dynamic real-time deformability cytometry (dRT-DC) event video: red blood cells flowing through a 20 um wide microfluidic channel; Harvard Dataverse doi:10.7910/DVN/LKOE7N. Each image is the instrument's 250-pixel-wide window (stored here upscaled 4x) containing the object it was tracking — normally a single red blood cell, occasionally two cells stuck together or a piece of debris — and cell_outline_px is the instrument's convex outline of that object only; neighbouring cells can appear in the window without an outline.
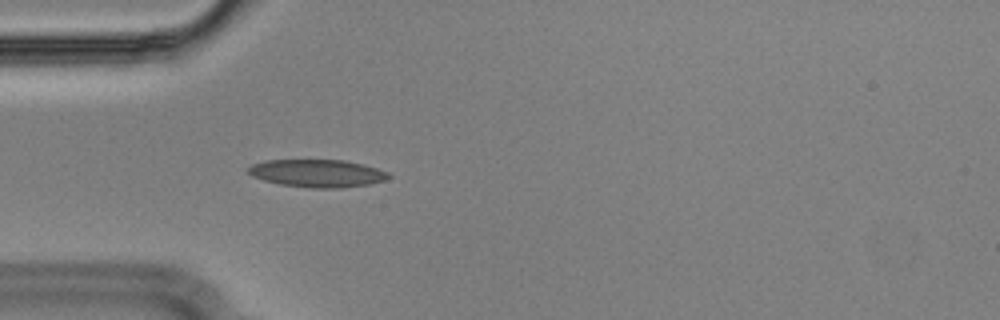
{"species": "Egyptian fruit bat (a non-hibernating species)", "species_latin": "Rousettus aegyptiacus", "temperature_condition": "cold", "stored_images_in_passage": 27, "camera_frame_rate_fps": 3000, "um_per_image_px": 0.085, "animal": {"sex": "male"}, "frame": {"image": 1, "passage_image": 7, "time_ms": 2.0, "image_size_px": [1000, 320], "cell_outline_px": [[392, 176], [384, 180], [368, 184], [344, 188], [308, 188], [280, 184], [264, 180], [252, 176], [248, 172], [248, 168], [252, 164], [268, 160], [344, 160], [364, 164], [388, 172]], "centroid_in_image_um": [26.99, 14.73], "position_along_channel_um": 58.0, "area_um2": 22.66}}
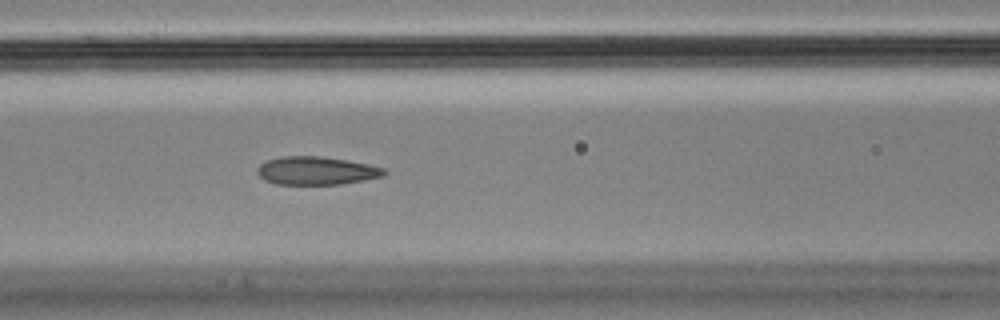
{"frame": {"image": 2, "passage_image": 14, "time_ms": 4.333, "image_size_px": [1000, 320], "cell_outline_px": [[388, 172], [384, 176], [364, 180], [340, 184], [276, 184], [264, 180], [256, 172], [256, 168], [260, 164], [268, 160], [280, 156], [320, 156], [348, 160], [368, 164], [384, 168]], "centroid_in_image_um": [26.89, 14.5], "position_along_channel_um": 139.7, "area_um2": 20.92}}
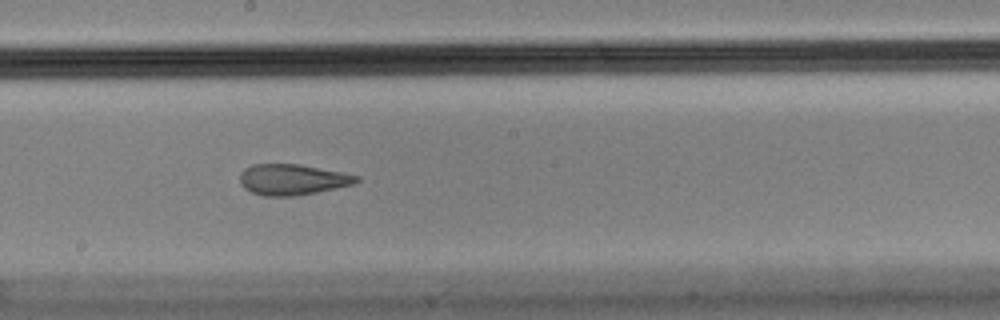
{"frame": {"image": 3, "passage_image": 21, "time_ms": 6.667, "image_size_px": [1000, 320], "cell_outline_px": [[360, 180], [352, 184], [336, 188], [316, 192], [292, 196], [264, 196], [252, 192], [244, 188], [240, 184], [240, 172], [244, 168], [252, 164], [300, 164], [360, 176]], "centroid_in_image_um": [24.81, 15.25], "position_along_channel_um": 223.4, "area_um2": 20.87}}